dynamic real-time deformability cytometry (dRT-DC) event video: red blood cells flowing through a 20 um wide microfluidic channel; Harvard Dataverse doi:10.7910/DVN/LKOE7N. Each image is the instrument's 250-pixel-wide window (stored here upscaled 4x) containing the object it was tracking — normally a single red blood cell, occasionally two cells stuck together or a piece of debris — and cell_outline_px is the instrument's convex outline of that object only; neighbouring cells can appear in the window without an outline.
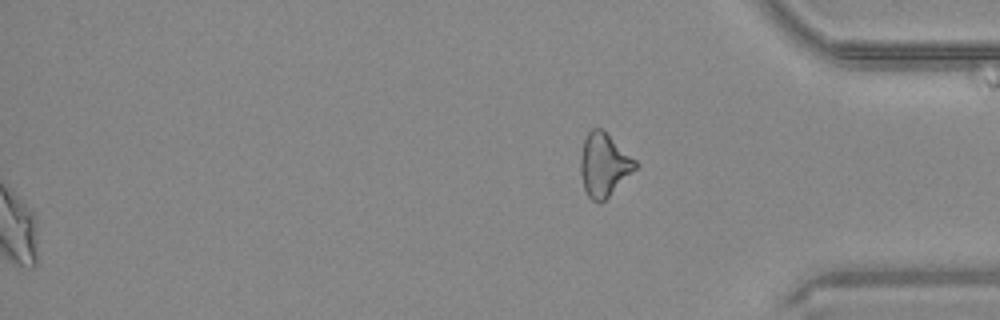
{"species": "common noctule bat (a hibernating species)", "species_latin": "Nyctalus noctula", "temperature_condition": "warm", "stored_images_in_passage": 47, "segment_of_instrument_passage": [2, 2], "camera_frame_rate_fps": 3000, "um_per_image_px": 0.085, "animal": {"sex": "male", "body_mass_g": 20.4}, "frame": {"image": 1, "passage_image": 47, "time_ms": 15.333, "image_size_px": [1000, 320], "cell_outline_px": [[640, 164], [600, 204], [592, 200], [588, 196], [584, 188], [580, 172], [580, 156], [584, 140], [588, 132], [592, 128], [604, 128]], "centroid_in_image_um": [51.33, 13.97], "position_along_channel_um": 383.9, "area_um2": 20.29}}